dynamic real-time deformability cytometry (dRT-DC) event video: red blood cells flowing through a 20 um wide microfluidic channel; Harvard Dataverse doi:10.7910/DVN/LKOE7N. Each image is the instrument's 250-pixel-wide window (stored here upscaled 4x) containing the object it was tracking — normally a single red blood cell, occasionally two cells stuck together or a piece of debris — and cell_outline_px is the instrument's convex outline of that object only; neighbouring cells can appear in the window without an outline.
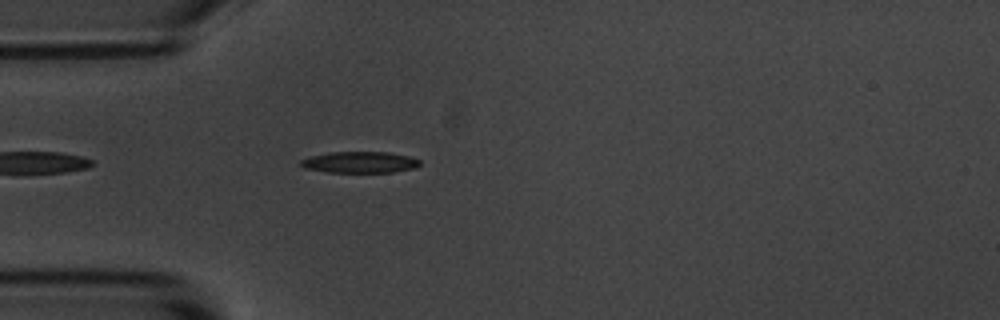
{"species": "common noctule bat (a hibernating species)", "species_latin": "Nyctalus noctula", "temperature_condition": "room temperature", "stored_images_in_passage": 2, "camera_frame_rate_fps": 3000, "um_per_image_px": 0.085, "animal": {"sex": "male", "body_mass_g": 20.1, "forearm_length_mm": 53.5}, "frame": {"image": 1, "passage_image": 2, "time_ms": 1.333, "image_size_px": [1000, 320], "cell_outline_px": [[420, 164], [416, 168], [392, 172], [324, 172], [304, 168], [300, 164], [300, 160], [308, 156], [332, 152], [388, 152], [408, 156], [420, 160]], "centroid_in_image_um": [30.55, 13.79], "position_along_channel_um": 54.4, "area_um2": 14.85}}